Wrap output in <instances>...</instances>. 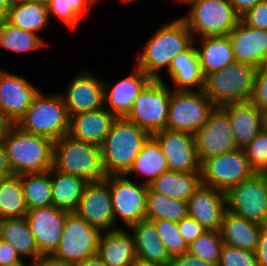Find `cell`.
Masks as SVG:
<instances>
[{
	"label": "cell",
	"instance_id": "obj_1",
	"mask_svg": "<svg viewBox=\"0 0 267 266\" xmlns=\"http://www.w3.org/2000/svg\"><path fill=\"white\" fill-rule=\"evenodd\" d=\"M13 175L47 172L53 167L54 141L7 125L1 139Z\"/></svg>",
	"mask_w": 267,
	"mask_h": 266
},
{
	"label": "cell",
	"instance_id": "obj_2",
	"mask_svg": "<svg viewBox=\"0 0 267 266\" xmlns=\"http://www.w3.org/2000/svg\"><path fill=\"white\" fill-rule=\"evenodd\" d=\"M192 43V34L179 17L159 27L138 55L135 66L152 79H159L160 71L164 67L168 70L172 60Z\"/></svg>",
	"mask_w": 267,
	"mask_h": 266
},
{
	"label": "cell",
	"instance_id": "obj_3",
	"mask_svg": "<svg viewBox=\"0 0 267 266\" xmlns=\"http://www.w3.org/2000/svg\"><path fill=\"white\" fill-rule=\"evenodd\" d=\"M150 134L125 117H116L100 146L107 176L125 175Z\"/></svg>",
	"mask_w": 267,
	"mask_h": 266
},
{
	"label": "cell",
	"instance_id": "obj_4",
	"mask_svg": "<svg viewBox=\"0 0 267 266\" xmlns=\"http://www.w3.org/2000/svg\"><path fill=\"white\" fill-rule=\"evenodd\" d=\"M53 168L59 172L82 177L87 182L106 179L100 146L78 141L65 135L53 145Z\"/></svg>",
	"mask_w": 267,
	"mask_h": 266
},
{
	"label": "cell",
	"instance_id": "obj_5",
	"mask_svg": "<svg viewBox=\"0 0 267 266\" xmlns=\"http://www.w3.org/2000/svg\"><path fill=\"white\" fill-rule=\"evenodd\" d=\"M256 71L254 66L235 61L205 76L203 92L215 107L250 101Z\"/></svg>",
	"mask_w": 267,
	"mask_h": 266
},
{
	"label": "cell",
	"instance_id": "obj_6",
	"mask_svg": "<svg viewBox=\"0 0 267 266\" xmlns=\"http://www.w3.org/2000/svg\"><path fill=\"white\" fill-rule=\"evenodd\" d=\"M16 125L27 133L44 136L54 142L68 135L70 115L61 93L45 96L39 91Z\"/></svg>",
	"mask_w": 267,
	"mask_h": 266
},
{
	"label": "cell",
	"instance_id": "obj_7",
	"mask_svg": "<svg viewBox=\"0 0 267 266\" xmlns=\"http://www.w3.org/2000/svg\"><path fill=\"white\" fill-rule=\"evenodd\" d=\"M187 5L189 13L180 18L188 26L193 40L228 35L240 21L229 0H193Z\"/></svg>",
	"mask_w": 267,
	"mask_h": 266
},
{
	"label": "cell",
	"instance_id": "obj_8",
	"mask_svg": "<svg viewBox=\"0 0 267 266\" xmlns=\"http://www.w3.org/2000/svg\"><path fill=\"white\" fill-rule=\"evenodd\" d=\"M171 90L162 79H152L136 97L126 119L150 135L166 129Z\"/></svg>",
	"mask_w": 267,
	"mask_h": 266
},
{
	"label": "cell",
	"instance_id": "obj_9",
	"mask_svg": "<svg viewBox=\"0 0 267 266\" xmlns=\"http://www.w3.org/2000/svg\"><path fill=\"white\" fill-rule=\"evenodd\" d=\"M214 109L203 90H171L166 129L194 135Z\"/></svg>",
	"mask_w": 267,
	"mask_h": 266
},
{
	"label": "cell",
	"instance_id": "obj_10",
	"mask_svg": "<svg viewBox=\"0 0 267 266\" xmlns=\"http://www.w3.org/2000/svg\"><path fill=\"white\" fill-rule=\"evenodd\" d=\"M112 197L115 229L118 220L126 227L146 219V202L148 186L142 182H134L125 175L106 176Z\"/></svg>",
	"mask_w": 267,
	"mask_h": 266
},
{
	"label": "cell",
	"instance_id": "obj_11",
	"mask_svg": "<svg viewBox=\"0 0 267 266\" xmlns=\"http://www.w3.org/2000/svg\"><path fill=\"white\" fill-rule=\"evenodd\" d=\"M101 233L75 212H69L59 246L53 255L76 265L96 254Z\"/></svg>",
	"mask_w": 267,
	"mask_h": 266
},
{
	"label": "cell",
	"instance_id": "obj_12",
	"mask_svg": "<svg viewBox=\"0 0 267 266\" xmlns=\"http://www.w3.org/2000/svg\"><path fill=\"white\" fill-rule=\"evenodd\" d=\"M254 174L243 148L207 159L201 164V183L225 193Z\"/></svg>",
	"mask_w": 267,
	"mask_h": 266
},
{
	"label": "cell",
	"instance_id": "obj_13",
	"mask_svg": "<svg viewBox=\"0 0 267 266\" xmlns=\"http://www.w3.org/2000/svg\"><path fill=\"white\" fill-rule=\"evenodd\" d=\"M200 163L218 155L239 149L226 111L215 107L207 122L194 134Z\"/></svg>",
	"mask_w": 267,
	"mask_h": 266
},
{
	"label": "cell",
	"instance_id": "obj_14",
	"mask_svg": "<svg viewBox=\"0 0 267 266\" xmlns=\"http://www.w3.org/2000/svg\"><path fill=\"white\" fill-rule=\"evenodd\" d=\"M225 194L227 211L267 226V193L257 173L233 186Z\"/></svg>",
	"mask_w": 267,
	"mask_h": 266
},
{
	"label": "cell",
	"instance_id": "obj_15",
	"mask_svg": "<svg viewBox=\"0 0 267 266\" xmlns=\"http://www.w3.org/2000/svg\"><path fill=\"white\" fill-rule=\"evenodd\" d=\"M38 92L25 77L0 68V115L8 125L19 122Z\"/></svg>",
	"mask_w": 267,
	"mask_h": 266
},
{
	"label": "cell",
	"instance_id": "obj_16",
	"mask_svg": "<svg viewBox=\"0 0 267 266\" xmlns=\"http://www.w3.org/2000/svg\"><path fill=\"white\" fill-rule=\"evenodd\" d=\"M75 213L101 232L115 230L112 197L106 179L86 184Z\"/></svg>",
	"mask_w": 267,
	"mask_h": 266
},
{
	"label": "cell",
	"instance_id": "obj_17",
	"mask_svg": "<svg viewBox=\"0 0 267 266\" xmlns=\"http://www.w3.org/2000/svg\"><path fill=\"white\" fill-rule=\"evenodd\" d=\"M167 159L169 171L201 172L194 135L164 129L152 134Z\"/></svg>",
	"mask_w": 267,
	"mask_h": 266
},
{
	"label": "cell",
	"instance_id": "obj_18",
	"mask_svg": "<svg viewBox=\"0 0 267 266\" xmlns=\"http://www.w3.org/2000/svg\"><path fill=\"white\" fill-rule=\"evenodd\" d=\"M68 213L53 205L28 210L25 218L42 255L58 248Z\"/></svg>",
	"mask_w": 267,
	"mask_h": 266
},
{
	"label": "cell",
	"instance_id": "obj_19",
	"mask_svg": "<svg viewBox=\"0 0 267 266\" xmlns=\"http://www.w3.org/2000/svg\"><path fill=\"white\" fill-rule=\"evenodd\" d=\"M61 94L70 116L104 107V81L88 71H81Z\"/></svg>",
	"mask_w": 267,
	"mask_h": 266
},
{
	"label": "cell",
	"instance_id": "obj_20",
	"mask_svg": "<svg viewBox=\"0 0 267 266\" xmlns=\"http://www.w3.org/2000/svg\"><path fill=\"white\" fill-rule=\"evenodd\" d=\"M226 211L225 192L202 183L188 199V216L207 230L219 231Z\"/></svg>",
	"mask_w": 267,
	"mask_h": 266
},
{
	"label": "cell",
	"instance_id": "obj_21",
	"mask_svg": "<svg viewBox=\"0 0 267 266\" xmlns=\"http://www.w3.org/2000/svg\"><path fill=\"white\" fill-rule=\"evenodd\" d=\"M228 37L237 62L257 69L267 64V30L249 27L240 20Z\"/></svg>",
	"mask_w": 267,
	"mask_h": 266
},
{
	"label": "cell",
	"instance_id": "obj_22",
	"mask_svg": "<svg viewBox=\"0 0 267 266\" xmlns=\"http://www.w3.org/2000/svg\"><path fill=\"white\" fill-rule=\"evenodd\" d=\"M151 80L152 78L137 66L130 75L116 82L111 88L104 80V107L115 117H125L136 97Z\"/></svg>",
	"mask_w": 267,
	"mask_h": 266
},
{
	"label": "cell",
	"instance_id": "obj_23",
	"mask_svg": "<svg viewBox=\"0 0 267 266\" xmlns=\"http://www.w3.org/2000/svg\"><path fill=\"white\" fill-rule=\"evenodd\" d=\"M96 255L107 266H132L137 260L134 238L122 227L102 232Z\"/></svg>",
	"mask_w": 267,
	"mask_h": 266
},
{
	"label": "cell",
	"instance_id": "obj_24",
	"mask_svg": "<svg viewBox=\"0 0 267 266\" xmlns=\"http://www.w3.org/2000/svg\"><path fill=\"white\" fill-rule=\"evenodd\" d=\"M115 118L105 107L70 116L68 135L101 146Z\"/></svg>",
	"mask_w": 267,
	"mask_h": 266
},
{
	"label": "cell",
	"instance_id": "obj_25",
	"mask_svg": "<svg viewBox=\"0 0 267 266\" xmlns=\"http://www.w3.org/2000/svg\"><path fill=\"white\" fill-rule=\"evenodd\" d=\"M222 108L239 148H244L262 131L260 109L251 101L230 103Z\"/></svg>",
	"mask_w": 267,
	"mask_h": 266
},
{
	"label": "cell",
	"instance_id": "obj_26",
	"mask_svg": "<svg viewBox=\"0 0 267 266\" xmlns=\"http://www.w3.org/2000/svg\"><path fill=\"white\" fill-rule=\"evenodd\" d=\"M193 44L179 53L167 70L171 82L175 84L173 90H203L205 77L200 68L196 46Z\"/></svg>",
	"mask_w": 267,
	"mask_h": 266
},
{
	"label": "cell",
	"instance_id": "obj_27",
	"mask_svg": "<svg viewBox=\"0 0 267 266\" xmlns=\"http://www.w3.org/2000/svg\"><path fill=\"white\" fill-rule=\"evenodd\" d=\"M264 227L263 224L226 211L219 232L224 245L256 251L259 235Z\"/></svg>",
	"mask_w": 267,
	"mask_h": 266
},
{
	"label": "cell",
	"instance_id": "obj_28",
	"mask_svg": "<svg viewBox=\"0 0 267 266\" xmlns=\"http://www.w3.org/2000/svg\"><path fill=\"white\" fill-rule=\"evenodd\" d=\"M129 230L134 238L137 259L170 266L171 258L152 221H139L131 225Z\"/></svg>",
	"mask_w": 267,
	"mask_h": 266
},
{
	"label": "cell",
	"instance_id": "obj_29",
	"mask_svg": "<svg viewBox=\"0 0 267 266\" xmlns=\"http://www.w3.org/2000/svg\"><path fill=\"white\" fill-rule=\"evenodd\" d=\"M199 40V41H198ZM196 47L203 76L219 71L235 62V56L228 35L198 38Z\"/></svg>",
	"mask_w": 267,
	"mask_h": 266
},
{
	"label": "cell",
	"instance_id": "obj_30",
	"mask_svg": "<svg viewBox=\"0 0 267 266\" xmlns=\"http://www.w3.org/2000/svg\"><path fill=\"white\" fill-rule=\"evenodd\" d=\"M0 238L9 242L21 258L30 257L32 264L43 256L25 217L0 219Z\"/></svg>",
	"mask_w": 267,
	"mask_h": 266
},
{
	"label": "cell",
	"instance_id": "obj_31",
	"mask_svg": "<svg viewBox=\"0 0 267 266\" xmlns=\"http://www.w3.org/2000/svg\"><path fill=\"white\" fill-rule=\"evenodd\" d=\"M50 177L53 206L75 212L88 182L82 177L59 172L53 167L50 169Z\"/></svg>",
	"mask_w": 267,
	"mask_h": 266
},
{
	"label": "cell",
	"instance_id": "obj_32",
	"mask_svg": "<svg viewBox=\"0 0 267 266\" xmlns=\"http://www.w3.org/2000/svg\"><path fill=\"white\" fill-rule=\"evenodd\" d=\"M167 159L163 155L158 141L150 135L142 145L139 154L125 176L138 174L144 177L141 182L150 185L162 173L168 171Z\"/></svg>",
	"mask_w": 267,
	"mask_h": 266
},
{
	"label": "cell",
	"instance_id": "obj_33",
	"mask_svg": "<svg viewBox=\"0 0 267 266\" xmlns=\"http://www.w3.org/2000/svg\"><path fill=\"white\" fill-rule=\"evenodd\" d=\"M4 19L13 26L35 34L43 31L51 20L46 5L30 0H15Z\"/></svg>",
	"mask_w": 267,
	"mask_h": 266
},
{
	"label": "cell",
	"instance_id": "obj_34",
	"mask_svg": "<svg viewBox=\"0 0 267 266\" xmlns=\"http://www.w3.org/2000/svg\"><path fill=\"white\" fill-rule=\"evenodd\" d=\"M201 184V172L166 171L149 187L156 193L188 202L195 189Z\"/></svg>",
	"mask_w": 267,
	"mask_h": 266
},
{
	"label": "cell",
	"instance_id": "obj_35",
	"mask_svg": "<svg viewBox=\"0 0 267 266\" xmlns=\"http://www.w3.org/2000/svg\"><path fill=\"white\" fill-rule=\"evenodd\" d=\"M188 216V202L154 192L148 186L146 220H170L180 222Z\"/></svg>",
	"mask_w": 267,
	"mask_h": 266
},
{
	"label": "cell",
	"instance_id": "obj_36",
	"mask_svg": "<svg viewBox=\"0 0 267 266\" xmlns=\"http://www.w3.org/2000/svg\"><path fill=\"white\" fill-rule=\"evenodd\" d=\"M0 46L11 52L27 53L48 45L38 34L25 31L5 19H0Z\"/></svg>",
	"mask_w": 267,
	"mask_h": 266
},
{
	"label": "cell",
	"instance_id": "obj_37",
	"mask_svg": "<svg viewBox=\"0 0 267 266\" xmlns=\"http://www.w3.org/2000/svg\"><path fill=\"white\" fill-rule=\"evenodd\" d=\"M28 210L19 175L6 177L0 184V219L26 217Z\"/></svg>",
	"mask_w": 267,
	"mask_h": 266
},
{
	"label": "cell",
	"instance_id": "obj_38",
	"mask_svg": "<svg viewBox=\"0 0 267 266\" xmlns=\"http://www.w3.org/2000/svg\"><path fill=\"white\" fill-rule=\"evenodd\" d=\"M19 177L29 210L53 205L50 170L20 174Z\"/></svg>",
	"mask_w": 267,
	"mask_h": 266
},
{
	"label": "cell",
	"instance_id": "obj_39",
	"mask_svg": "<svg viewBox=\"0 0 267 266\" xmlns=\"http://www.w3.org/2000/svg\"><path fill=\"white\" fill-rule=\"evenodd\" d=\"M223 247L220 232L207 230L189 245L188 253L201 260L218 264Z\"/></svg>",
	"mask_w": 267,
	"mask_h": 266
},
{
	"label": "cell",
	"instance_id": "obj_40",
	"mask_svg": "<svg viewBox=\"0 0 267 266\" xmlns=\"http://www.w3.org/2000/svg\"><path fill=\"white\" fill-rule=\"evenodd\" d=\"M151 221L154 223L170 258L188 253L189 245L179 232L178 222L165 219Z\"/></svg>",
	"mask_w": 267,
	"mask_h": 266
},
{
	"label": "cell",
	"instance_id": "obj_41",
	"mask_svg": "<svg viewBox=\"0 0 267 266\" xmlns=\"http://www.w3.org/2000/svg\"><path fill=\"white\" fill-rule=\"evenodd\" d=\"M243 150L255 173L267 168V132L261 131Z\"/></svg>",
	"mask_w": 267,
	"mask_h": 266
},
{
	"label": "cell",
	"instance_id": "obj_42",
	"mask_svg": "<svg viewBox=\"0 0 267 266\" xmlns=\"http://www.w3.org/2000/svg\"><path fill=\"white\" fill-rule=\"evenodd\" d=\"M218 266H258L256 252L224 245Z\"/></svg>",
	"mask_w": 267,
	"mask_h": 266
},
{
	"label": "cell",
	"instance_id": "obj_43",
	"mask_svg": "<svg viewBox=\"0 0 267 266\" xmlns=\"http://www.w3.org/2000/svg\"><path fill=\"white\" fill-rule=\"evenodd\" d=\"M47 10L49 18L51 15L61 18L70 30H75L80 23L81 17L68 5L66 0H50Z\"/></svg>",
	"mask_w": 267,
	"mask_h": 266
},
{
	"label": "cell",
	"instance_id": "obj_44",
	"mask_svg": "<svg viewBox=\"0 0 267 266\" xmlns=\"http://www.w3.org/2000/svg\"><path fill=\"white\" fill-rule=\"evenodd\" d=\"M250 101L260 110L267 109V64L256 71L254 91Z\"/></svg>",
	"mask_w": 267,
	"mask_h": 266
},
{
	"label": "cell",
	"instance_id": "obj_45",
	"mask_svg": "<svg viewBox=\"0 0 267 266\" xmlns=\"http://www.w3.org/2000/svg\"><path fill=\"white\" fill-rule=\"evenodd\" d=\"M240 20L247 26L267 30V0L256 4L240 17Z\"/></svg>",
	"mask_w": 267,
	"mask_h": 266
},
{
	"label": "cell",
	"instance_id": "obj_46",
	"mask_svg": "<svg viewBox=\"0 0 267 266\" xmlns=\"http://www.w3.org/2000/svg\"><path fill=\"white\" fill-rule=\"evenodd\" d=\"M178 229L188 245L207 231L205 227L190 216H187L178 222Z\"/></svg>",
	"mask_w": 267,
	"mask_h": 266
},
{
	"label": "cell",
	"instance_id": "obj_47",
	"mask_svg": "<svg viewBox=\"0 0 267 266\" xmlns=\"http://www.w3.org/2000/svg\"><path fill=\"white\" fill-rule=\"evenodd\" d=\"M24 263V258H21L14 247L0 238V266H20Z\"/></svg>",
	"mask_w": 267,
	"mask_h": 266
},
{
	"label": "cell",
	"instance_id": "obj_48",
	"mask_svg": "<svg viewBox=\"0 0 267 266\" xmlns=\"http://www.w3.org/2000/svg\"><path fill=\"white\" fill-rule=\"evenodd\" d=\"M170 266H218L217 263L201 260L189 253L171 258Z\"/></svg>",
	"mask_w": 267,
	"mask_h": 266
},
{
	"label": "cell",
	"instance_id": "obj_49",
	"mask_svg": "<svg viewBox=\"0 0 267 266\" xmlns=\"http://www.w3.org/2000/svg\"><path fill=\"white\" fill-rule=\"evenodd\" d=\"M255 252L258 266H267V226L264 227L259 235Z\"/></svg>",
	"mask_w": 267,
	"mask_h": 266
},
{
	"label": "cell",
	"instance_id": "obj_50",
	"mask_svg": "<svg viewBox=\"0 0 267 266\" xmlns=\"http://www.w3.org/2000/svg\"><path fill=\"white\" fill-rule=\"evenodd\" d=\"M74 11L80 16L84 17L86 13L91 10L92 6L96 4L98 0H66Z\"/></svg>",
	"mask_w": 267,
	"mask_h": 266
},
{
	"label": "cell",
	"instance_id": "obj_51",
	"mask_svg": "<svg viewBox=\"0 0 267 266\" xmlns=\"http://www.w3.org/2000/svg\"><path fill=\"white\" fill-rule=\"evenodd\" d=\"M35 266H76L65 260L55 257L53 254H45L34 263Z\"/></svg>",
	"mask_w": 267,
	"mask_h": 266
},
{
	"label": "cell",
	"instance_id": "obj_52",
	"mask_svg": "<svg viewBox=\"0 0 267 266\" xmlns=\"http://www.w3.org/2000/svg\"><path fill=\"white\" fill-rule=\"evenodd\" d=\"M261 1L263 0H229L234 8V11L239 17H241Z\"/></svg>",
	"mask_w": 267,
	"mask_h": 266
},
{
	"label": "cell",
	"instance_id": "obj_53",
	"mask_svg": "<svg viewBox=\"0 0 267 266\" xmlns=\"http://www.w3.org/2000/svg\"><path fill=\"white\" fill-rule=\"evenodd\" d=\"M0 171L4 172L7 176L13 175L7 151L2 141H0Z\"/></svg>",
	"mask_w": 267,
	"mask_h": 266
},
{
	"label": "cell",
	"instance_id": "obj_54",
	"mask_svg": "<svg viewBox=\"0 0 267 266\" xmlns=\"http://www.w3.org/2000/svg\"><path fill=\"white\" fill-rule=\"evenodd\" d=\"M76 266H107L96 254L84 261L76 264Z\"/></svg>",
	"mask_w": 267,
	"mask_h": 266
},
{
	"label": "cell",
	"instance_id": "obj_55",
	"mask_svg": "<svg viewBox=\"0 0 267 266\" xmlns=\"http://www.w3.org/2000/svg\"><path fill=\"white\" fill-rule=\"evenodd\" d=\"M15 0H0V19H4Z\"/></svg>",
	"mask_w": 267,
	"mask_h": 266
},
{
	"label": "cell",
	"instance_id": "obj_56",
	"mask_svg": "<svg viewBox=\"0 0 267 266\" xmlns=\"http://www.w3.org/2000/svg\"><path fill=\"white\" fill-rule=\"evenodd\" d=\"M262 131L267 132V109L260 110Z\"/></svg>",
	"mask_w": 267,
	"mask_h": 266
},
{
	"label": "cell",
	"instance_id": "obj_57",
	"mask_svg": "<svg viewBox=\"0 0 267 266\" xmlns=\"http://www.w3.org/2000/svg\"><path fill=\"white\" fill-rule=\"evenodd\" d=\"M257 174L260 176L261 180L263 181L266 193H267V168H264L257 172Z\"/></svg>",
	"mask_w": 267,
	"mask_h": 266
},
{
	"label": "cell",
	"instance_id": "obj_58",
	"mask_svg": "<svg viewBox=\"0 0 267 266\" xmlns=\"http://www.w3.org/2000/svg\"><path fill=\"white\" fill-rule=\"evenodd\" d=\"M132 266H162L160 264H156V263H151V262H146V261H142L137 259Z\"/></svg>",
	"mask_w": 267,
	"mask_h": 266
},
{
	"label": "cell",
	"instance_id": "obj_59",
	"mask_svg": "<svg viewBox=\"0 0 267 266\" xmlns=\"http://www.w3.org/2000/svg\"><path fill=\"white\" fill-rule=\"evenodd\" d=\"M7 123L4 121V119L2 118V116L0 115V141L3 137V133L5 131V128L7 127Z\"/></svg>",
	"mask_w": 267,
	"mask_h": 266
},
{
	"label": "cell",
	"instance_id": "obj_60",
	"mask_svg": "<svg viewBox=\"0 0 267 266\" xmlns=\"http://www.w3.org/2000/svg\"><path fill=\"white\" fill-rule=\"evenodd\" d=\"M30 1H35L37 3H41L47 6L50 0H30Z\"/></svg>",
	"mask_w": 267,
	"mask_h": 266
},
{
	"label": "cell",
	"instance_id": "obj_61",
	"mask_svg": "<svg viewBox=\"0 0 267 266\" xmlns=\"http://www.w3.org/2000/svg\"><path fill=\"white\" fill-rule=\"evenodd\" d=\"M191 1H193V0H174V2H177V3H184V4H188V3H190Z\"/></svg>",
	"mask_w": 267,
	"mask_h": 266
},
{
	"label": "cell",
	"instance_id": "obj_62",
	"mask_svg": "<svg viewBox=\"0 0 267 266\" xmlns=\"http://www.w3.org/2000/svg\"><path fill=\"white\" fill-rule=\"evenodd\" d=\"M6 177L8 176L4 172L0 171V184Z\"/></svg>",
	"mask_w": 267,
	"mask_h": 266
},
{
	"label": "cell",
	"instance_id": "obj_63",
	"mask_svg": "<svg viewBox=\"0 0 267 266\" xmlns=\"http://www.w3.org/2000/svg\"><path fill=\"white\" fill-rule=\"evenodd\" d=\"M133 1H136V0H121L122 3H128V2H133Z\"/></svg>",
	"mask_w": 267,
	"mask_h": 266
},
{
	"label": "cell",
	"instance_id": "obj_64",
	"mask_svg": "<svg viewBox=\"0 0 267 266\" xmlns=\"http://www.w3.org/2000/svg\"><path fill=\"white\" fill-rule=\"evenodd\" d=\"M20 266H34V264L30 263V264L26 265V264L24 263V264H22V265H20Z\"/></svg>",
	"mask_w": 267,
	"mask_h": 266
}]
</instances>
